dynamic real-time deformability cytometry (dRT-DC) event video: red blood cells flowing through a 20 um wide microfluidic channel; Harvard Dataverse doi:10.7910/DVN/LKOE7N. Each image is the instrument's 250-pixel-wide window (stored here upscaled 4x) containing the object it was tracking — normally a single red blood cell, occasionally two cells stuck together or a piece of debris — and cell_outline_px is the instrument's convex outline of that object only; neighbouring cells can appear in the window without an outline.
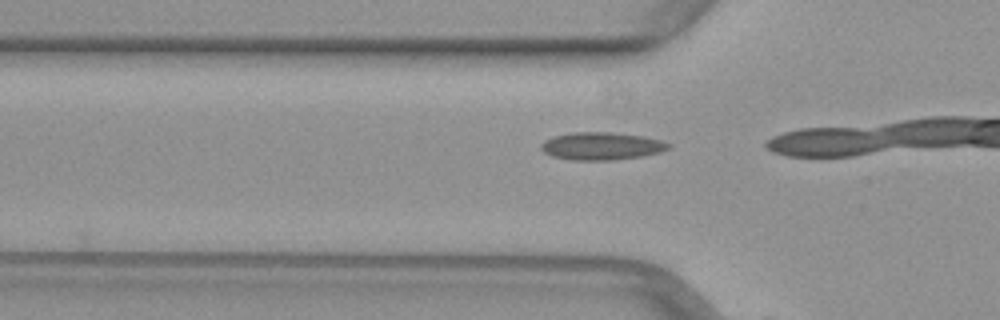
{"species": "common noctule bat (a hibernating species)", "species_latin": "Nyctalus noctula", "temperature_condition": "warm", "stored_images_in_passage": 14, "camera_frame_rate_fps": 3000, "um_per_image_px": 0.085, "animal": {"sex": "female", "body_mass_g": 29.2, "forearm_length_mm": 56.3}, "frame": {"image": 1, "passage_image": 12, "time_ms": 3.667, "image_size_px": [1000, 320], "cell_outline_px": [[672, 148], [660, 152], [644, 156], [612, 160], [572, 160], [552, 156], [544, 152], [540, 148], [540, 144], [544, 140], [552, 136], [572, 132], [616, 132], [644, 136], [660, 140], [672, 144]], "centroid_in_image_um": [51.15, 12.41], "position_along_channel_um": 74.7, "area_um2": 20.87}}